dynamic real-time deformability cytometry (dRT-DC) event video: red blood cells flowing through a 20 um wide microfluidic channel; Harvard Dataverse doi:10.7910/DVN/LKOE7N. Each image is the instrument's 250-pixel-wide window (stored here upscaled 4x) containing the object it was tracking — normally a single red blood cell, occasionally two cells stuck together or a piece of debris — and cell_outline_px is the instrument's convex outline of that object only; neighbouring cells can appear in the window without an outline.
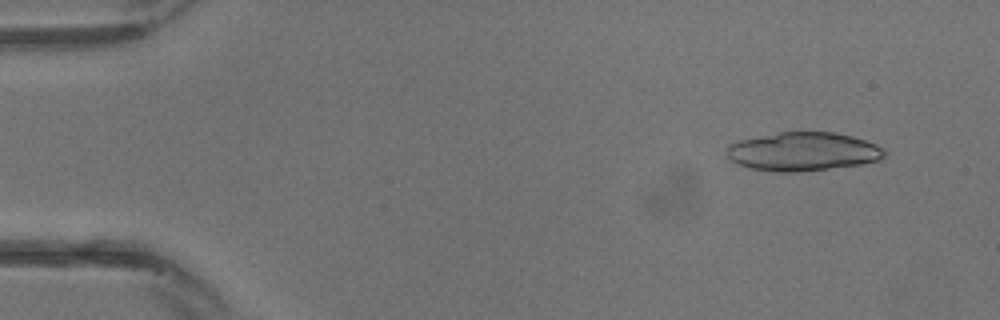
{"species": "common noctule bat (a hibernating species)", "species_latin": "Nyctalus noctula", "temperature_condition": "warm", "stored_images_in_passage": 17, "camera_frame_rate_fps": 3000, "um_per_image_px": 0.085, "animal": {"sex": "male", "body_mass_g": 13.3}, "frame": {"image": 1, "passage_image": 3, "time_ms": 0.667, "image_size_px": [1000, 320], "cell_outline_px": [[884, 156], [880, 160], [860, 164], [800, 172], [776, 172], [748, 168], [736, 164], [728, 160], [724, 152], [728, 144], [736, 140], [780, 132], [836, 132], [852, 136], [876, 144], [884, 148]], "centroid_in_image_um": [68.17, 12.89], "position_along_channel_um": 16.8, "area_um2": 35.95}}
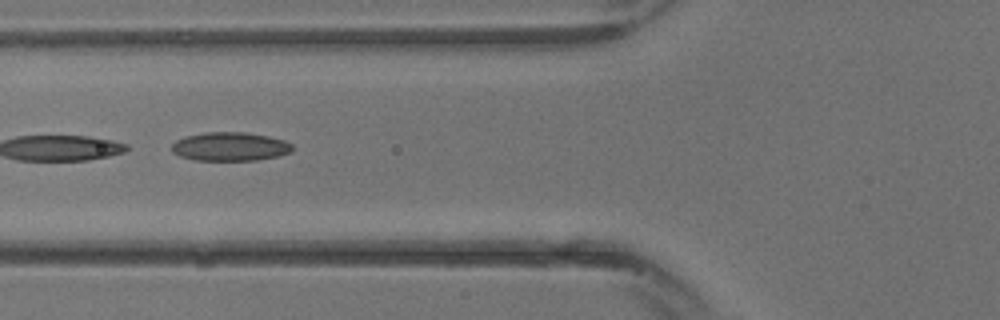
{"frame": {"image": 2, "passage_image": 12, "time_ms": 3.667, "image_size_px": [1000, 320], "cell_outline_px": [[292, 152], [280, 156], [256, 160], [196, 160], [180, 156], [172, 152], [172, 144], [176, 140], [184, 136], [204, 132], [244, 132], [268, 136], [284, 140], [292, 144]], "centroid_in_image_um": [19.56, 12.45], "position_along_channel_um": 106.2, "area_um2": 20.29}}